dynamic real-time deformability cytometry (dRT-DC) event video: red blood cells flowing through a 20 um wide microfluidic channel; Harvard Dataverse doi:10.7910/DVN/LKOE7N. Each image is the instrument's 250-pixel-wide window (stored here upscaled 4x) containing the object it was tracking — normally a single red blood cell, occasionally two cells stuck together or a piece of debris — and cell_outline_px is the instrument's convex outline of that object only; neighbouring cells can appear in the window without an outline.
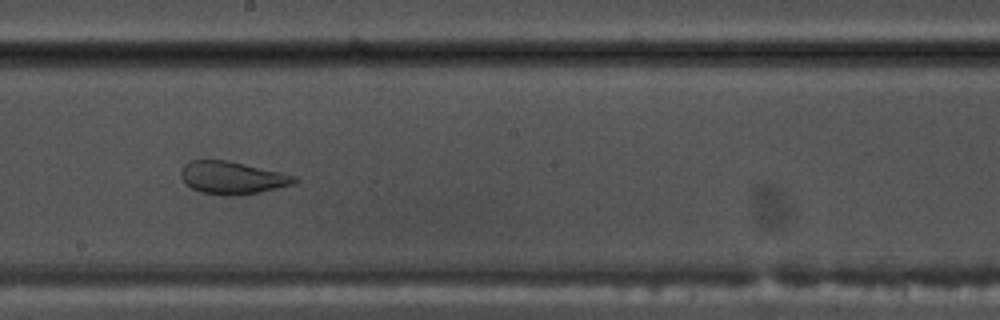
{"species": "common noctule bat (a hibernating species)", "species_latin": "Nyctalus noctula", "temperature_condition": "warm", "stored_images_in_passage": 53, "camera_frame_rate_fps": 3000, "um_per_image_px": 0.085, "animal": {"sex": "male", "body_mass_g": 17.5, "forearm_length_mm": 52.3}, "frame": {"image": 1, "passage_image": 30, "time_ms": 9.667, "image_size_px": [1000, 320], "cell_outline_px": [[300, 180], [296, 184], [260, 192], [240, 196], [224, 196], [200, 192], [184, 184], [180, 176], [180, 172], [184, 164], [188, 160], [228, 160], [280, 172], [296, 176]], "centroid_in_image_um": [19.74, 15.12], "position_along_channel_um": 228.5, "area_um2": 22.02}}
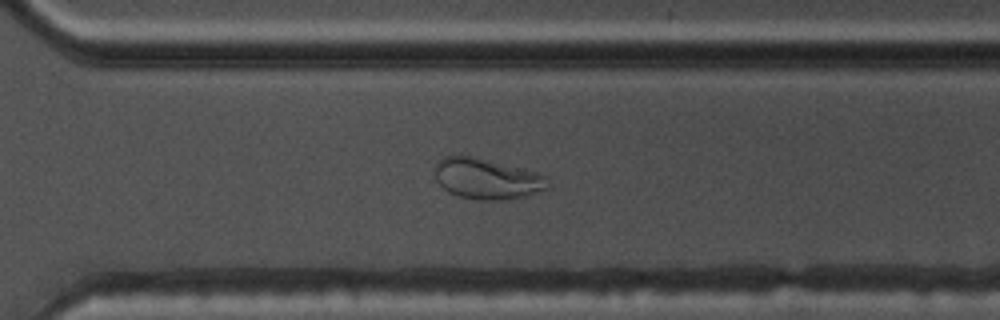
{"frame": {"image": 2, "passage_image": 38, "time_ms": 12.333, "image_size_px": [1000, 320], "cell_outline_px": [[548, 188], [524, 196], [500, 200], [476, 200], [456, 196], [448, 192], [436, 180], [436, 164], [444, 156], [472, 156], [536, 172], [548, 176]], "centroid_in_image_um": [41.38, 15.21], "position_along_channel_um": 329.2, "area_um2": 26.53}}
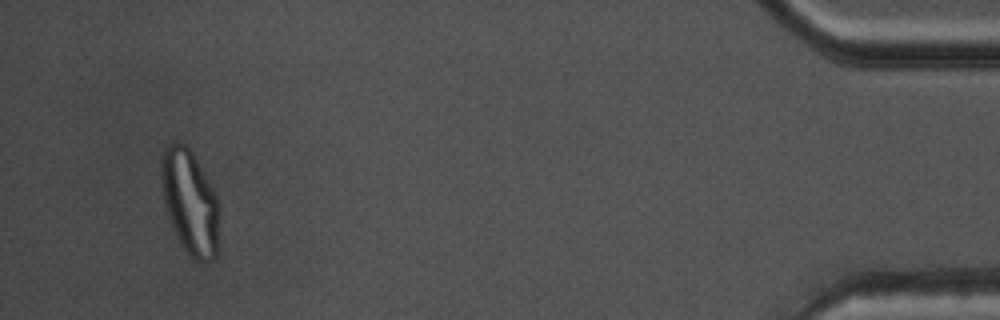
{"frame": {"image": 3, "passage_image": 51, "time_ms": 16.667, "image_size_px": [1000, 320], "cell_outline_px": [[216, 260], [204, 264], [192, 260], [188, 256], [168, 216], [164, 200], [160, 176], [160, 160], [164, 148], [172, 140], [180, 140], [192, 152], [212, 188], [216, 196]], "centroid_in_image_um": [16.09, 17.15], "position_along_channel_um": 419.1, "area_um2": 34.8}}